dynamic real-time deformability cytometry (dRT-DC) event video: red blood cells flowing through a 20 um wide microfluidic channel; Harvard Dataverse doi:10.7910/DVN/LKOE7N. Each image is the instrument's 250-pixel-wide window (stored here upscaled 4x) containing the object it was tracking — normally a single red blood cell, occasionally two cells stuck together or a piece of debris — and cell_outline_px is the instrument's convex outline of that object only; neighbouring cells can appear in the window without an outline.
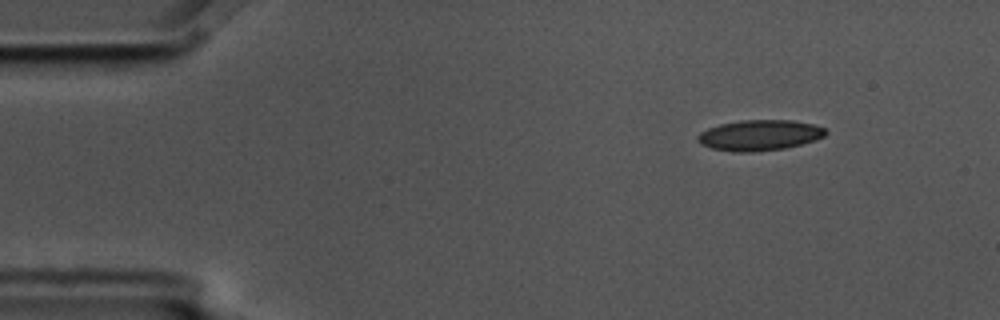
{"species": "common noctule bat (a hibernating species)", "species_latin": "Nyctalus noctula", "temperature_condition": "cold", "stored_images_in_passage": 5, "camera_frame_rate_fps": 3000, "um_per_image_px": 0.085, "animal": {"sex": "male", "body_mass_g": 17.5, "forearm_length_mm": 52.3}, "frame": {"image": 1, "passage_image": 2, "time_ms": 0.333, "image_size_px": [1000, 320], "cell_outline_px": [[828, 132], [824, 136], [816, 140], [784, 148], [752, 152], [732, 152], [712, 148], [700, 144], [696, 140], [696, 136], [700, 132], [708, 128], [720, 124], [740, 120], [792, 120], [812, 124], [824, 128]], "centroid_in_image_um": [64.53, 11.49], "position_along_channel_um": 20.5, "area_um2": 22.89}}